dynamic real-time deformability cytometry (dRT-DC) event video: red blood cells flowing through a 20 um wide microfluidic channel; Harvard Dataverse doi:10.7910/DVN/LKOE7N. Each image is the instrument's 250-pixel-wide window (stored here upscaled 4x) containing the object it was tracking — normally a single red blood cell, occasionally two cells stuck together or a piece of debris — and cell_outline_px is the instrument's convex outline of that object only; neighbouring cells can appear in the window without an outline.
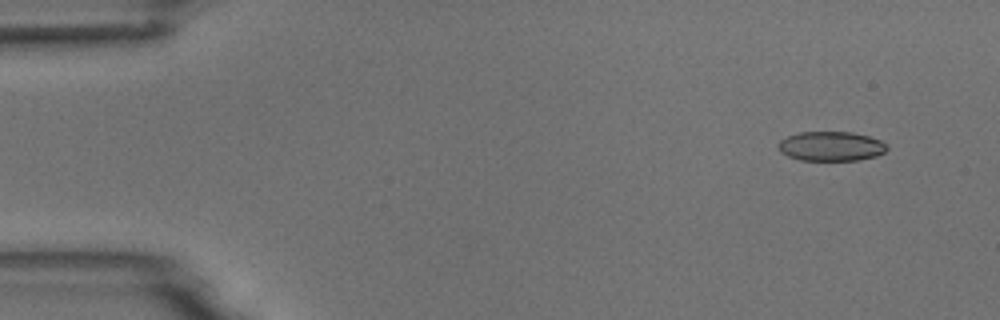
{"species": "common noctule bat (a hibernating species)", "species_latin": "Nyctalus noctula", "temperature_condition": "room temperature", "stored_images_in_passage": 6, "camera_frame_rate_fps": 3000, "um_per_image_px": 0.085, "animal": {"sex": "male", "body_mass_g": 18.8}, "frame": {"image": 1, "passage_image": 1, "time_ms": 0.0, "image_size_px": [1000, 320], "cell_outline_px": [[888, 148], [884, 152], [876, 156], [856, 160], [800, 160], [788, 156], [780, 152], [776, 144], [780, 140], [788, 136], [800, 132], [852, 132], [868, 136], [880, 140], [888, 144]], "centroid_in_image_um": [70.63, 12.43], "position_along_channel_um": 14.4, "area_um2": 18.73}}
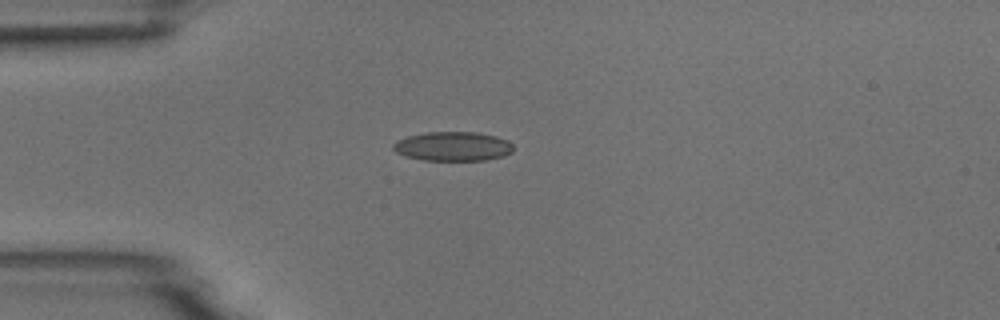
{"frame": {"image": 2, "passage_image": 4, "time_ms": 3.333, "image_size_px": [1000, 320], "cell_outline_px": [[512, 152], [504, 156], [484, 160], [424, 160], [404, 156], [396, 152], [392, 148], [392, 144], [396, 140], [408, 136], [424, 132], [476, 132], [496, 136], [508, 140], [512, 144]], "centroid_in_image_um": [38.47, 12.43], "position_along_channel_um": 46.5, "area_um2": 20.58}}